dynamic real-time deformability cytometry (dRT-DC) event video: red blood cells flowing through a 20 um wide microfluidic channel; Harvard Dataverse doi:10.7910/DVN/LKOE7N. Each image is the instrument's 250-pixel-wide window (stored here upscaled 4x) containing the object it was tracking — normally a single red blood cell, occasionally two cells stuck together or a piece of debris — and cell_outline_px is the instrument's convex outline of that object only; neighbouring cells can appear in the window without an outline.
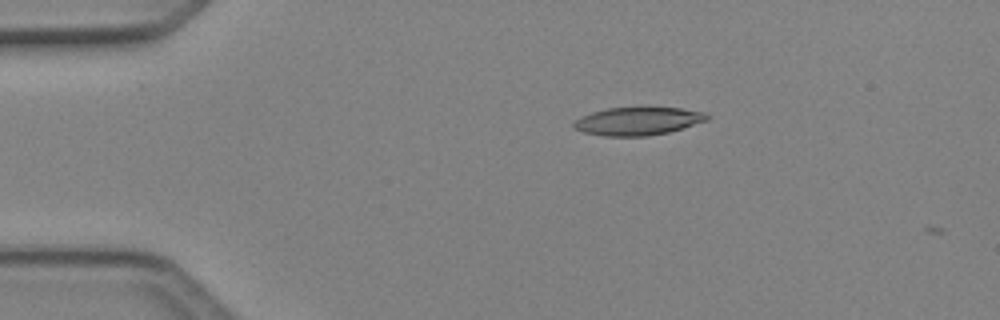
{"species": "Egyptian fruit bat (a non-hibernating species)", "species_latin": "Rousettus aegyptiacus", "temperature_condition": "cold", "stored_images_in_passage": 3, "camera_frame_rate_fps": 3000, "um_per_image_px": 0.085, "animal": {"sex": "female"}, "frame": {"image": 1, "passage_image": 1, "time_ms": 0.0, "image_size_px": [1000, 320], "cell_outline_px": [[708, 120], [668, 132], [648, 136], [604, 136], [584, 132], [572, 128], [572, 120], [580, 116], [592, 112], [608, 108], [680, 108], [704, 112], [708, 116]], "centroid_in_image_um": [54.14, 10.3], "position_along_channel_um": 30.9, "area_um2": 21.68}}